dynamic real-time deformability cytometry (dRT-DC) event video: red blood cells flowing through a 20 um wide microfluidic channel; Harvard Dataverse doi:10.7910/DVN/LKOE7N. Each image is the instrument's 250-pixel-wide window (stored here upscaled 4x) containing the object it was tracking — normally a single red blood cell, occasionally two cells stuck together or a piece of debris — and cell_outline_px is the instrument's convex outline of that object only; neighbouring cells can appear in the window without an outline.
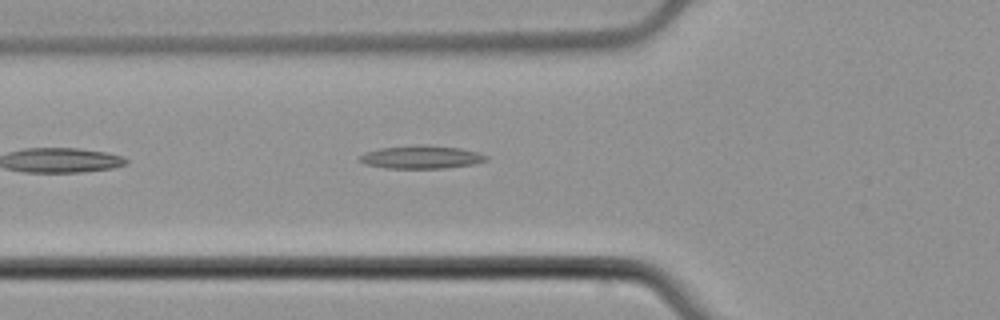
{"species": "common noctule bat (a hibernating species)", "species_latin": "Nyctalus noctula", "temperature_condition": "cold", "stored_images_in_passage": 36, "camera_frame_rate_fps": 3000, "um_per_image_px": 0.085, "animal": {"sex": "male", "body_mass_g": 21.5, "forearm_length_mm": 52.0}, "frame": {"image": 1, "passage_image": 2, "time_ms": 0.333, "image_size_px": [1000, 320], "cell_outline_px": [[488, 160], [472, 164], [444, 168], [384, 168], [364, 164], [360, 160], [360, 156], [364, 152], [380, 148], [416, 144], [428, 144], [460, 148], [476, 152], [488, 156]], "centroid_in_image_um": [35.79, 13.34], "position_along_channel_um": 90.0, "area_um2": 17.11}}
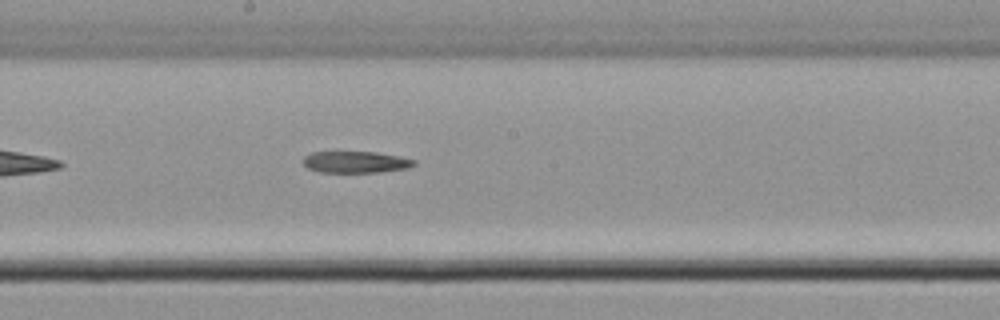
{"frame": {"image": 2, "passage_image": 12, "time_ms": 3.667, "image_size_px": [1000, 320], "cell_outline_px": [[416, 164], [408, 168], [380, 172], [320, 172], [308, 168], [300, 160], [304, 156], [312, 152], [376, 152], [400, 156], [416, 160]], "centroid_in_image_um": [30.23, 13.77], "position_along_channel_um": 218.0, "area_um2": 14.05}}
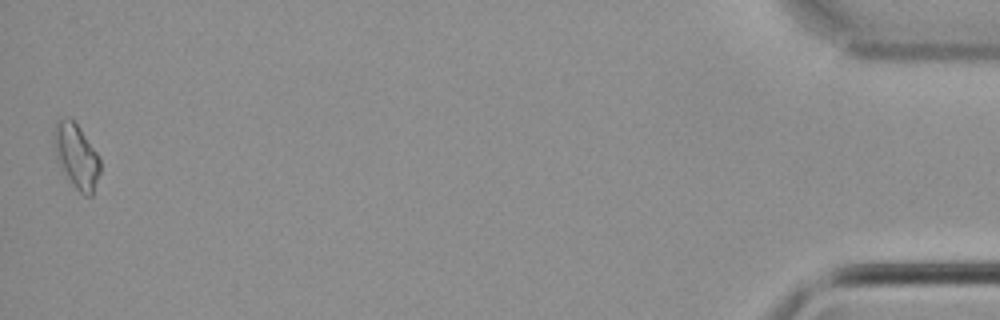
{"frame": {"image": 3, "passage_image": 36, "time_ms": 11.667, "image_size_px": [1000, 320], "cell_outline_px": [[100, 172], [92, 196], [84, 196], [76, 188], [56, 160], [56, 120], [68, 116], [80, 128], [100, 156]], "centroid_in_image_um": [6.55, 13.28], "position_along_channel_um": 428.7, "area_um2": 16.88}}